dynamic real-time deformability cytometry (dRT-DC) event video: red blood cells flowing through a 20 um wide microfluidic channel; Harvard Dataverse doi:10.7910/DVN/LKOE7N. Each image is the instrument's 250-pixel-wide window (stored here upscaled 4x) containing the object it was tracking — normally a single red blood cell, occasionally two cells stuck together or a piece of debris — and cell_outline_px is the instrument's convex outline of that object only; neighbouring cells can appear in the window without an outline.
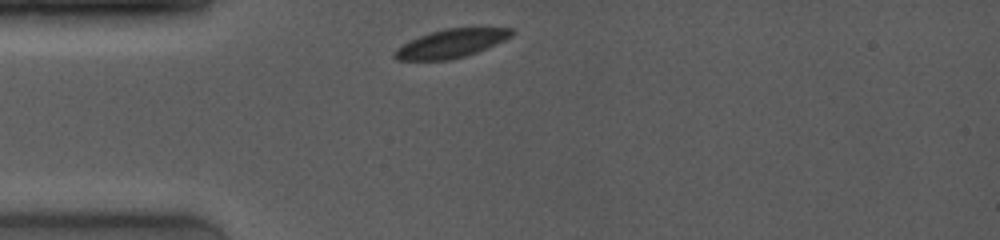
{"species": "common noctule bat (a hibernating species)", "species_latin": "Nyctalus noctula", "temperature_condition": "room temperature", "stored_images_in_passage": 26, "camera_frame_rate_fps": 4000, "um_per_image_px": 0.085, "animal": {"sex": "female", "body_mass_g": 19.0, "forearm_length_mm": 53.3}, "frame": {"image": 1, "passage_image": 1, "time_ms": 0.0, "image_size_px": [1000, 240], "cell_outline_px": [[516, 32], [512, 36], [496, 44], [476, 52], [464, 56], [448, 60], [396, 60], [392, 56], [392, 52], [396, 48], [420, 36], [432, 32], [448, 28], [512, 28]], "centroid_in_image_um": [38.34, 3.7], "position_along_channel_um": 46.7, "area_um2": 19.19}}
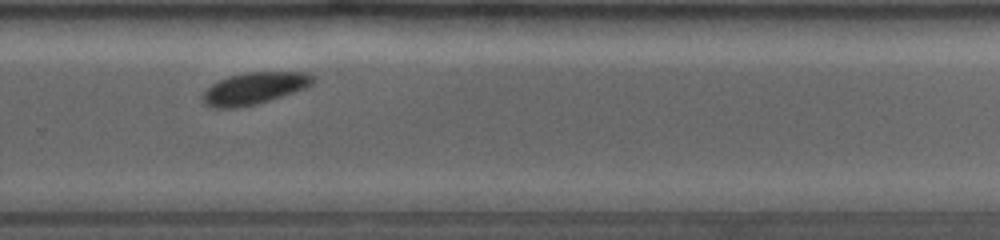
{"frame": {"image": 2, "passage_image": 20, "time_ms": 7.0, "image_size_px": [1000, 240], "cell_outline_px": [[316, 80], [312, 84], [304, 88], [256, 104], [236, 108], [212, 108], [204, 104], [200, 96], [212, 84], [220, 80], [232, 76], [248, 72], [312, 72], [316, 76]], "centroid_in_image_um": [21.63, 7.5], "position_along_channel_um": 308.2, "area_um2": 20.4}}
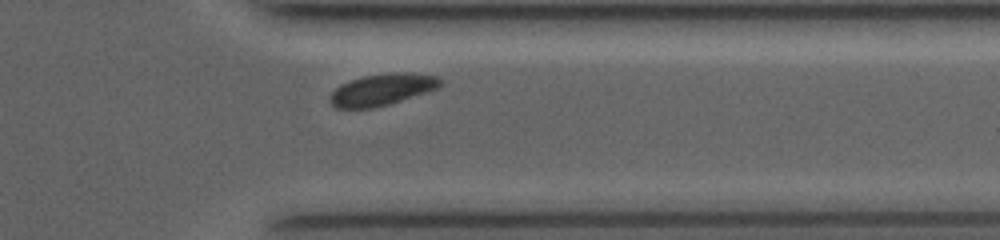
{"frame": {"image": 3, "passage_image": 24, "time_ms": 8.75, "image_size_px": [1000, 240], "cell_outline_px": [[444, 84], [428, 92], [388, 104], [372, 108], [336, 108], [332, 104], [332, 92], [340, 84], [364, 76], [396, 72], [412, 72], [436, 76], [444, 80]], "centroid_in_image_um": [32.55, 7.6], "position_along_channel_um": 378.8, "area_um2": 20.17}, "authors_computed_cell_mechanics": {"area_um2": 20.519, "velocity_mm_per_s": 3.9697, "shape_relaxation_time_tau1_ms": 3.4946, "shape_relaxation_time_tau2_ms": null, "deformation_change_tau1": 0.1131, "deformation_change_tau2": null}}